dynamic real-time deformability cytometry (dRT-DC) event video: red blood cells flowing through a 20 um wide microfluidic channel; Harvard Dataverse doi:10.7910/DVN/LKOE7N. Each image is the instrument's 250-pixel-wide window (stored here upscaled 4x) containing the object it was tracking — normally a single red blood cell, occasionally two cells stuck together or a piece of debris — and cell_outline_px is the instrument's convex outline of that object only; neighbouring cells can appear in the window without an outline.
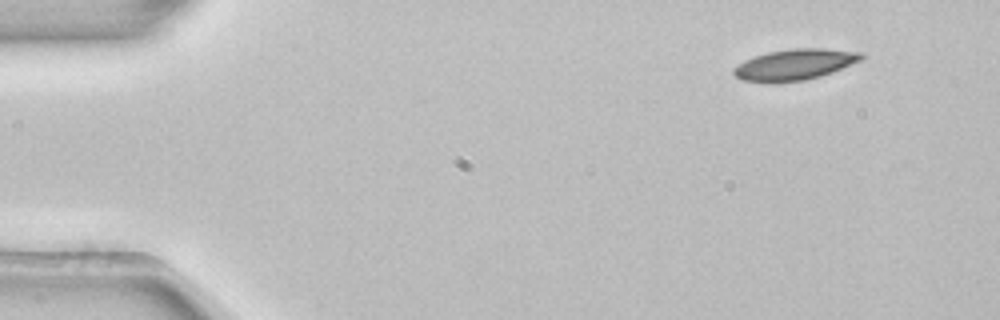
{"species": "common noctule bat (a hibernating species)", "species_latin": "Nyctalus noctula", "temperature_condition": "room temperature", "stored_images_in_passage": 4, "segment_of_instrument_passage": [2, 2], "camera_frame_rate_fps": 3000, "um_per_image_px": 0.085, "animal": {"sex": "female", "body_mass_g": 22.7, "forearm_length_mm": 54.2}, "frame": {"image": 1, "passage_image": 4, "time_ms": 1.0, "image_size_px": [1000, 320], "cell_outline_px": [[864, 56], [860, 60], [832, 72], [820, 76], [804, 80], [772, 84], [768, 84], [740, 80], [732, 72], [732, 68], [744, 60], [768, 52], [792, 48], [824, 48], [860, 52]], "centroid_in_image_um": [67.47, 5.51], "position_along_channel_um": 17.5, "area_um2": 23.24}}